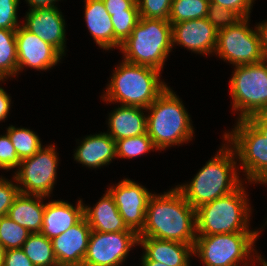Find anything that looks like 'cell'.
Here are the masks:
<instances>
[{
  "mask_svg": "<svg viewBox=\"0 0 267 266\" xmlns=\"http://www.w3.org/2000/svg\"><path fill=\"white\" fill-rule=\"evenodd\" d=\"M139 237L194 244L196 234V209L175 187L162 195L153 194L148 202L145 224Z\"/></svg>",
  "mask_w": 267,
  "mask_h": 266,
  "instance_id": "6da1fadb",
  "label": "cell"
},
{
  "mask_svg": "<svg viewBox=\"0 0 267 266\" xmlns=\"http://www.w3.org/2000/svg\"><path fill=\"white\" fill-rule=\"evenodd\" d=\"M215 155L190 183L176 186L194 209L230 194L243 183L239 180L235 161L237 157L230 144L221 146Z\"/></svg>",
  "mask_w": 267,
  "mask_h": 266,
  "instance_id": "7a4b0ae2",
  "label": "cell"
},
{
  "mask_svg": "<svg viewBox=\"0 0 267 266\" xmlns=\"http://www.w3.org/2000/svg\"><path fill=\"white\" fill-rule=\"evenodd\" d=\"M160 73L156 68L123 60L115 68L102 99L146 109L168 87L160 80Z\"/></svg>",
  "mask_w": 267,
  "mask_h": 266,
  "instance_id": "3957f363",
  "label": "cell"
},
{
  "mask_svg": "<svg viewBox=\"0 0 267 266\" xmlns=\"http://www.w3.org/2000/svg\"><path fill=\"white\" fill-rule=\"evenodd\" d=\"M147 133L156 150L192 140L193 126L181 99L167 87L148 107Z\"/></svg>",
  "mask_w": 267,
  "mask_h": 266,
  "instance_id": "277c9868",
  "label": "cell"
},
{
  "mask_svg": "<svg viewBox=\"0 0 267 266\" xmlns=\"http://www.w3.org/2000/svg\"><path fill=\"white\" fill-rule=\"evenodd\" d=\"M172 47V24L168 20L140 17L120 51L129 63L161 71Z\"/></svg>",
  "mask_w": 267,
  "mask_h": 266,
  "instance_id": "5b68a950",
  "label": "cell"
},
{
  "mask_svg": "<svg viewBox=\"0 0 267 266\" xmlns=\"http://www.w3.org/2000/svg\"><path fill=\"white\" fill-rule=\"evenodd\" d=\"M241 184L235 191L196 208V234L209 236L249 230V208L246 191ZM248 224V225H247Z\"/></svg>",
  "mask_w": 267,
  "mask_h": 266,
  "instance_id": "8992f818",
  "label": "cell"
},
{
  "mask_svg": "<svg viewBox=\"0 0 267 266\" xmlns=\"http://www.w3.org/2000/svg\"><path fill=\"white\" fill-rule=\"evenodd\" d=\"M259 232H235L197 236L193 254L200 257L205 266H240V262L252 257L254 243ZM250 256V257H249ZM249 257V258H248Z\"/></svg>",
  "mask_w": 267,
  "mask_h": 266,
  "instance_id": "52a82bcc",
  "label": "cell"
},
{
  "mask_svg": "<svg viewBox=\"0 0 267 266\" xmlns=\"http://www.w3.org/2000/svg\"><path fill=\"white\" fill-rule=\"evenodd\" d=\"M267 60L234 66L230 83L233 109L240 111L238 120L267 110Z\"/></svg>",
  "mask_w": 267,
  "mask_h": 266,
  "instance_id": "ba28073f",
  "label": "cell"
},
{
  "mask_svg": "<svg viewBox=\"0 0 267 266\" xmlns=\"http://www.w3.org/2000/svg\"><path fill=\"white\" fill-rule=\"evenodd\" d=\"M223 138L231 144L248 182L262 184L267 179V138L248 119L238 120Z\"/></svg>",
  "mask_w": 267,
  "mask_h": 266,
  "instance_id": "9c48e42d",
  "label": "cell"
},
{
  "mask_svg": "<svg viewBox=\"0 0 267 266\" xmlns=\"http://www.w3.org/2000/svg\"><path fill=\"white\" fill-rule=\"evenodd\" d=\"M249 17L217 32L214 53L234 66L248 65L264 60L258 30L249 27Z\"/></svg>",
  "mask_w": 267,
  "mask_h": 266,
  "instance_id": "30bf717a",
  "label": "cell"
},
{
  "mask_svg": "<svg viewBox=\"0 0 267 266\" xmlns=\"http://www.w3.org/2000/svg\"><path fill=\"white\" fill-rule=\"evenodd\" d=\"M55 145L46 146L21 160L13 176L20 193L49 197L57 176L58 156ZM21 185V186H20Z\"/></svg>",
  "mask_w": 267,
  "mask_h": 266,
  "instance_id": "8fae6325",
  "label": "cell"
},
{
  "mask_svg": "<svg viewBox=\"0 0 267 266\" xmlns=\"http://www.w3.org/2000/svg\"><path fill=\"white\" fill-rule=\"evenodd\" d=\"M135 244H139L136 231H91L83 266H120Z\"/></svg>",
  "mask_w": 267,
  "mask_h": 266,
  "instance_id": "7c38bea8",
  "label": "cell"
},
{
  "mask_svg": "<svg viewBox=\"0 0 267 266\" xmlns=\"http://www.w3.org/2000/svg\"><path fill=\"white\" fill-rule=\"evenodd\" d=\"M108 191L113 196L124 223L129 229L139 233L144 227L147 205L153 194L127 178L116 186H111Z\"/></svg>",
  "mask_w": 267,
  "mask_h": 266,
  "instance_id": "4fadbf2b",
  "label": "cell"
},
{
  "mask_svg": "<svg viewBox=\"0 0 267 266\" xmlns=\"http://www.w3.org/2000/svg\"><path fill=\"white\" fill-rule=\"evenodd\" d=\"M18 73L24 67L48 70L56 65L62 55L50 44L23 26L16 30Z\"/></svg>",
  "mask_w": 267,
  "mask_h": 266,
  "instance_id": "5bb4252c",
  "label": "cell"
},
{
  "mask_svg": "<svg viewBox=\"0 0 267 266\" xmlns=\"http://www.w3.org/2000/svg\"><path fill=\"white\" fill-rule=\"evenodd\" d=\"M55 6L44 9H29L22 25L46 43L52 45L62 56L65 55V20Z\"/></svg>",
  "mask_w": 267,
  "mask_h": 266,
  "instance_id": "9a60e30c",
  "label": "cell"
},
{
  "mask_svg": "<svg viewBox=\"0 0 267 266\" xmlns=\"http://www.w3.org/2000/svg\"><path fill=\"white\" fill-rule=\"evenodd\" d=\"M217 30L207 18L172 24V44L181 45L197 54H212L217 44Z\"/></svg>",
  "mask_w": 267,
  "mask_h": 266,
  "instance_id": "2e32d148",
  "label": "cell"
},
{
  "mask_svg": "<svg viewBox=\"0 0 267 266\" xmlns=\"http://www.w3.org/2000/svg\"><path fill=\"white\" fill-rule=\"evenodd\" d=\"M85 217L52 241L58 266H83L91 233Z\"/></svg>",
  "mask_w": 267,
  "mask_h": 266,
  "instance_id": "e0dca14e",
  "label": "cell"
},
{
  "mask_svg": "<svg viewBox=\"0 0 267 266\" xmlns=\"http://www.w3.org/2000/svg\"><path fill=\"white\" fill-rule=\"evenodd\" d=\"M138 245L145 250L141 261H157L168 266H190V257L194 255V244L139 237Z\"/></svg>",
  "mask_w": 267,
  "mask_h": 266,
  "instance_id": "ac0fdd59",
  "label": "cell"
},
{
  "mask_svg": "<svg viewBox=\"0 0 267 266\" xmlns=\"http://www.w3.org/2000/svg\"><path fill=\"white\" fill-rule=\"evenodd\" d=\"M84 217L82 199L76 207L65 201L45 203L43 225L40 233L52 240L77 224Z\"/></svg>",
  "mask_w": 267,
  "mask_h": 266,
  "instance_id": "d6986e66",
  "label": "cell"
},
{
  "mask_svg": "<svg viewBox=\"0 0 267 266\" xmlns=\"http://www.w3.org/2000/svg\"><path fill=\"white\" fill-rule=\"evenodd\" d=\"M85 21L96 44L109 50L121 47V42L114 36L111 15L107 12L103 0H85Z\"/></svg>",
  "mask_w": 267,
  "mask_h": 266,
  "instance_id": "ffe728a7",
  "label": "cell"
},
{
  "mask_svg": "<svg viewBox=\"0 0 267 266\" xmlns=\"http://www.w3.org/2000/svg\"><path fill=\"white\" fill-rule=\"evenodd\" d=\"M116 157V141L107 132L86 136L74 153L77 162L93 169L108 165Z\"/></svg>",
  "mask_w": 267,
  "mask_h": 266,
  "instance_id": "44dd1931",
  "label": "cell"
},
{
  "mask_svg": "<svg viewBox=\"0 0 267 266\" xmlns=\"http://www.w3.org/2000/svg\"><path fill=\"white\" fill-rule=\"evenodd\" d=\"M84 217L92 231L101 233L134 231L124 223L114 198L108 190L93 208L84 206Z\"/></svg>",
  "mask_w": 267,
  "mask_h": 266,
  "instance_id": "7402d4cb",
  "label": "cell"
},
{
  "mask_svg": "<svg viewBox=\"0 0 267 266\" xmlns=\"http://www.w3.org/2000/svg\"><path fill=\"white\" fill-rule=\"evenodd\" d=\"M145 108L121 105L109 114L108 134L115 140L147 133V114Z\"/></svg>",
  "mask_w": 267,
  "mask_h": 266,
  "instance_id": "603a6c76",
  "label": "cell"
},
{
  "mask_svg": "<svg viewBox=\"0 0 267 266\" xmlns=\"http://www.w3.org/2000/svg\"><path fill=\"white\" fill-rule=\"evenodd\" d=\"M44 198L39 195L19 193L7 216L30 233H40L45 210Z\"/></svg>",
  "mask_w": 267,
  "mask_h": 266,
  "instance_id": "cb8c5ba5",
  "label": "cell"
},
{
  "mask_svg": "<svg viewBox=\"0 0 267 266\" xmlns=\"http://www.w3.org/2000/svg\"><path fill=\"white\" fill-rule=\"evenodd\" d=\"M21 249L34 266H58L52 241L41 233H31Z\"/></svg>",
  "mask_w": 267,
  "mask_h": 266,
  "instance_id": "d4e9b609",
  "label": "cell"
},
{
  "mask_svg": "<svg viewBox=\"0 0 267 266\" xmlns=\"http://www.w3.org/2000/svg\"><path fill=\"white\" fill-rule=\"evenodd\" d=\"M17 73L16 30L0 29V81Z\"/></svg>",
  "mask_w": 267,
  "mask_h": 266,
  "instance_id": "484cf974",
  "label": "cell"
},
{
  "mask_svg": "<svg viewBox=\"0 0 267 266\" xmlns=\"http://www.w3.org/2000/svg\"><path fill=\"white\" fill-rule=\"evenodd\" d=\"M209 0H173L169 14L171 24L207 17Z\"/></svg>",
  "mask_w": 267,
  "mask_h": 266,
  "instance_id": "4316f807",
  "label": "cell"
},
{
  "mask_svg": "<svg viewBox=\"0 0 267 266\" xmlns=\"http://www.w3.org/2000/svg\"><path fill=\"white\" fill-rule=\"evenodd\" d=\"M20 160L33 156L42 148L38 135L30 129L11 125L6 132Z\"/></svg>",
  "mask_w": 267,
  "mask_h": 266,
  "instance_id": "83f0119b",
  "label": "cell"
},
{
  "mask_svg": "<svg viewBox=\"0 0 267 266\" xmlns=\"http://www.w3.org/2000/svg\"><path fill=\"white\" fill-rule=\"evenodd\" d=\"M30 234L26 228L21 227L7 215L0 217V243L5 250L22 248Z\"/></svg>",
  "mask_w": 267,
  "mask_h": 266,
  "instance_id": "f1b7e54d",
  "label": "cell"
},
{
  "mask_svg": "<svg viewBox=\"0 0 267 266\" xmlns=\"http://www.w3.org/2000/svg\"><path fill=\"white\" fill-rule=\"evenodd\" d=\"M156 149L148 133L116 141L117 158H135Z\"/></svg>",
  "mask_w": 267,
  "mask_h": 266,
  "instance_id": "f546056e",
  "label": "cell"
},
{
  "mask_svg": "<svg viewBox=\"0 0 267 266\" xmlns=\"http://www.w3.org/2000/svg\"><path fill=\"white\" fill-rule=\"evenodd\" d=\"M114 36L122 43L132 33V30L140 19L139 10H125V12L111 15Z\"/></svg>",
  "mask_w": 267,
  "mask_h": 266,
  "instance_id": "4dcf8cb0",
  "label": "cell"
},
{
  "mask_svg": "<svg viewBox=\"0 0 267 266\" xmlns=\"http://www.w3.org/2000/svg\"><path fill=\"white\" fill-rule=\"evenodd\" d=\"M206 18L217 31L233 26L242 19L235 11L210 2Z\"/></svg>",
  "mask_w": 267,
  "mask_h": 266,
  "instance_id": "1f68e13d",
  "label": "cell"
},
{
  "mask_svg": "<svg viewBox=\"0 0 267 266\" xmlns=\"http://www.w3.org/2000/svg\"><path fill=\"white\" fill-rule=\"evenodd\" d=\"M173 0H136L139 15L143 18L169 20Z\"/></svg>",
  "mask_w": 267,
  "mask_h": 266,
  "instance_id": "d6a6232c",
  "label": "cell"
},
{
  "mask_svg": "<svg viewBox=\"0 0 267 266\" xmlns=\"http://www.w3.org/2000/svg\"><path fill=\"white\" fill-rule=\"evenodd\" d=\"M20 0H0V29L17 30V9Z\"/></svg>",
  "mask_w": 267,
  "mask_h": 266,
  "instance_id": "836d02e7",
  "label": "cell"
},
{
  "mask_svg": "<svg viewBox=\"0 0 267 266\" xmlns=\"http://www.w3.org/2000/svg\"><path fill=\"white\" fill-rule=\"evenodd\" d=\"M21 160L19 159L11 140L6 133L0 136V169L11 170L19 167Z\"/></svg>",
  "mask_w": 267,
  "mask_h": 266,
  "instance_id": "e575fe53",
  "label": "cell"
},
{
  "mask_svg": "<svg viewBox=\"0 0 267 266\" xmlns=\"http://www.w3.org/2000/svg\"><path fill=\"white\" fill-rule=\"evenodd\" d=\"M12 182L2 176L0 178V217L8 214L9 208L20 193L18 184Z\"/></svg>",
  "mask_w": 267,
  "mask_h": 266,
  "instance_id": "d590c367",
  "label": "cell"
},
{
  "mask_svg": "<svg viewBox=\"0 0 267 266\" xmlns=\"http://www.w3.org/2000/svg\"><path fill=\"white\" fill-rule=\"evenodd\" d=\"M210 3L235 11L241 18L250 17L254 0H209Z\"/></svg>",
  "mask_w": 267,
  "mask_h": 266,
  "instance_id": "8d00e7d4",
  "label": "cell"
},
{
  "mask_svg": "<svg viewBox=\"0 0 267 266\" xmlns=\"http://www.w3.org/2000/svg\"><path fill=\"white\" fill-rule=\"evenodd\" d=\"M3 266H34L24 251L20 249H9L5 251Z\"/></svg>",
  "mask_w": 267,
  "mask_h": 266,
  "instance_id": "74e56055",
  "label": "cell"
},
{
  "mask_svg": "<svg viewBox=\"0 0 267 266\" xmlns=\"http://www.w3.org/2000/svg\"><path fill=\"white\" fill-rule=\"evenodd\" d=\"M103 3L110 15L125 12V10H138L136 0H103Z\"/></svg>",
  "mask_w": 267,
  "mask_h": 266,
  "instance_id": "f35d334b",
  "label": "cell"
},
{
  "mask_svg": "<svg viewBox=\"0 0 267 266\" xmlns=\"http://www.w3.org/2000/svg\"><path fill=\"white\" fill-rule=\"evenodd\" d=\"M248 120L267 138V110L256 113Z\"/></svg>",
  "mask_w": 267,
  "mask_h": 266,
  "instance_id": "ab89813d",
  "label": "cell"
},
{
  "mask_svg": "<svg viewBox=\"0 0 267 266\" xmlns=\"http://www.w3.org/2000/svg\"><path fill=\"white\" fill-rule=\"evenodd\" d=\"M11 96H9L6 91L0 87V121H5L9 114L11 107Z\"/></svg>",
  "mask_w": 267,
  "mask_h": 266,
  "instance_id": "60d3db41",
  "label": "cell"
},
{
  "mask_svg": "<svg viewBox=\"0 0 267 266\" xmlns=\"http://www.w3.org/2000/svg\"><path fill=\"white\" fill-rule=\"evenodd\" d=\"M260 36L261 50L264 60H267V20L256 25Z\"/></svg>",
  "mask_w": 267,
  "mask_h": 266,
  "instance_id": "b9f144b4",
  "label": "cell"
},
{
  "mask_svg": "<svg viewBox=\"0 0 267 266\" xmlns=\"http://www.w3.org/2000/svg\"><path fill=\"white\" fill-rule=\"evenodd\" d=\"M30 9H44L55 7V3L60 0H26Z\"/></svg>",
  "mask_w": 267,
  "mask_h": 266,
  "instance_id": "7bdbcfd3",
  "label": "cell"
},
{
  "mask_svg": "<svg viewBox=\"0 0 267 266\" xmlns=\"http://www.w3.org/2000/svg\"><path fill=\"white\" fill-rule=\"evenodd\" d=\"M142 266H168L164 263H159L157 261H141Z\"/></svg>",
  "mask_w": 267,
  "mask_h": 266,
  "instance_id": "ee69618b",
  "label": "cell"
},
{
  "mask_svg": "<svg viewBox=\"0 0 267 266\" xmlns=\"http://www.w3.org/2000/svg\"><path fill=\"white\" fill-rule=\"evenodd\" d=\"M5 248L4 246L0 243V266H3L4 264V256H5Z\"/></svg>",
  "mask_w": 267,
  "mask_h": 266,
  "instance_id": "f6af8a7d",
  "label": "cell"
},
{
  "mask_svg": "<svg viewBox=\"0 0 267 266\" xmlns=\"http://www.w3.org/2000/svg\"><path fill=\"white\" fill-rule=\"evenodd\" d=\"M255 257H257V258H255V260H259V262H260V264H262V266H267V261L262 259L260 255L258 256V254H256Z\"/></svg>",
  "mask_w": 267,
  "mask_h": 266,
  "instance_id": "bcb514c9",
  "label": "cell"
},
{
  "mask_svg": "<svg viewBox=\"0 0 267 266\" xmlns=\"http://www.w3.org/2000/svg\"><path fill=\"white\" fill-rule=\"evenodd\" d=\"M262 184H267V179ZM266 223H267V221H266Z\"/></svg>",
  "mask_w": 267,
  "mask_h": 266,
  "instance_id": "7dc6e473",
  "label": "cell"
}]
</instances>
